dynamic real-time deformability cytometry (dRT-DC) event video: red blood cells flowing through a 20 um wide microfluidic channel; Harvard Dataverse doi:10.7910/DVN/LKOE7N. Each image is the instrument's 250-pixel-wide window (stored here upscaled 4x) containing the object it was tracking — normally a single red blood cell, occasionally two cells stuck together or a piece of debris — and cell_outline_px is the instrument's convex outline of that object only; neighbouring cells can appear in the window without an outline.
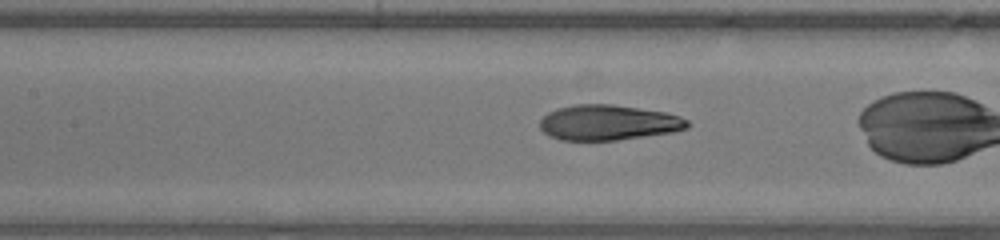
{"species": "human", "species_latin": "Homo sapiens", "temperature_condition": "warm", "stored_images_in_passage": 34, "camera_frame_rate_fps": 3000, "um_per_image_px": 0.085, "donor": {"sex": "male"}, "frame": {"image": 1, "passage_image": 18, "time_ms": 5.667, "image_size_px": [1000, 240], "cell_outline_px": [[692, 124], [688, 128], [676, 132], [616, 140], [560, 140], [548, 136], [540, 128], [540, 120], [548, 112], [556, 108], [572, 104], [612, 104], [664, 112], [680, 116], [688, 120]], "centroid_in_image_um": [51.72, 10.42], "position_along_channel_um": 155.7, "area_um2": 30.63}}